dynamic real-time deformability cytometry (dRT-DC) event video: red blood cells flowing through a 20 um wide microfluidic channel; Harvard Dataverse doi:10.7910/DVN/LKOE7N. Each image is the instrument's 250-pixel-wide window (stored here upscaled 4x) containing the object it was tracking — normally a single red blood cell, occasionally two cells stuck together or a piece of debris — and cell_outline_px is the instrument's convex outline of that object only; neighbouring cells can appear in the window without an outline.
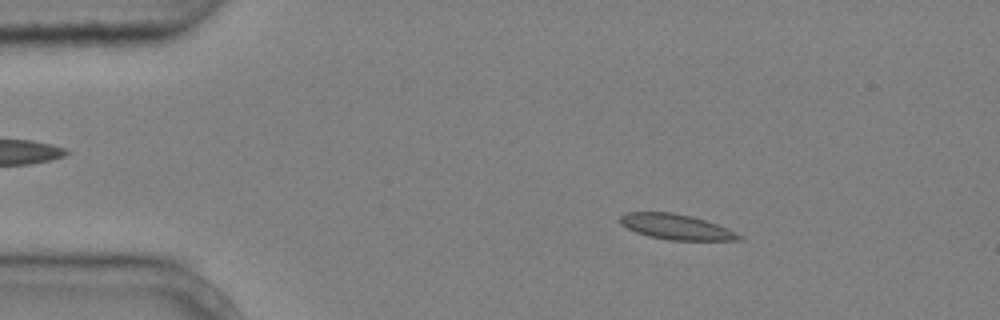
{"species": "common noctule bat (a hibernating species)", "species_latin": "Nyctalus noctula", "temperature_condition": "cold", "stored_images_in_passage": 4, "camera_frame_rate_fps": 3000, "um_per_image_px": 0.085, "animal": {"sex": "male", "body_mass_g": 20.4}, "frame": {"image": 1, "passage_image": 2, "time_ms": 0.333, "image_size_px": [1000, 320], "cell_outline_px": [[744, 240], [668, 240], [648, 236], [636, 232], [620, 224], [620, 216], [624, 212], [672, 212], [692, 216], [728, 228], [744, 236]], "centroid_in_image_um": [57.49, 19.28], "position_along_channel_um": 27.5, "area_um2": 17.63}}
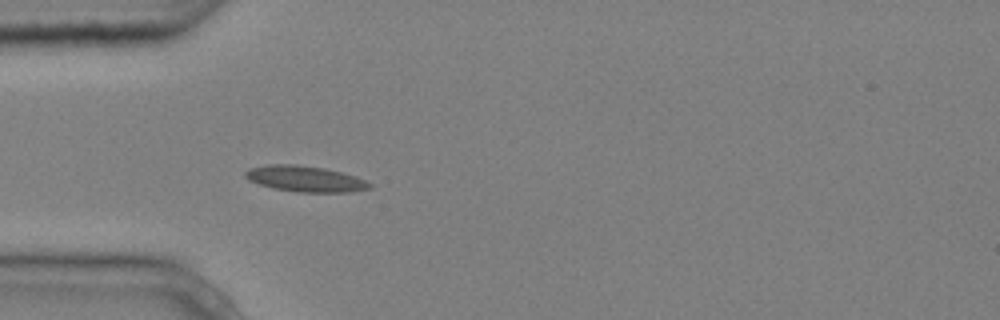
{"frame": {"image": 2, "passage_image": 4, "time_ms": 1.0, "image_size_px": [1000, 320], "cell_outline_px": [[372, 188], [352, 192], [296, 192], [272, 188], [248, 180], [244, 176], [244, 172], [248, 168], [268, 164], [296, 164], [324, 168], [356, 176], [372, 184]], "centroid_in_image_um": [25.92, 15.2], "position_along_channel_um": 59.1, "area_um2": 18.9}}